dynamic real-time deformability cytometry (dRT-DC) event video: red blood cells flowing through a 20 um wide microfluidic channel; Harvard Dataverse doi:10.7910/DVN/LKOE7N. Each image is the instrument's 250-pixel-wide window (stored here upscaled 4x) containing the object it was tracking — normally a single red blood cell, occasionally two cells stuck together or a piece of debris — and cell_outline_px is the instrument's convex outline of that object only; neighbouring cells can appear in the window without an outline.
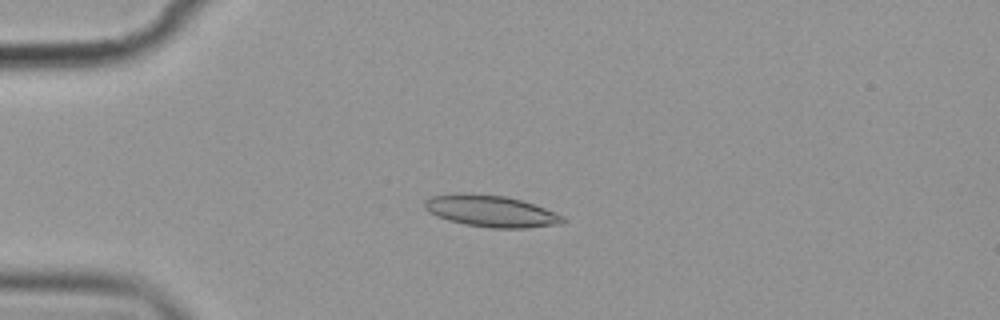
{"species": "common noctule bat (a hibernating species)", "species_latin": "Nyctalus noctula", "temperature_condition": "cold", "stored_images_in_passage": 5, "camera_frame_rate_fps": 3000, "um_per_image_px": 0.085, "animal": {"sex": "female", "body_mass_g": 19.9}, "frame": {"image": 1, "passage_image": 4, "time_ms": 4.333, "image_size_px": [1000, 320], "cell_outline_px": [[568, 220], [564, 224], [528, 228], [492, 228], [464, 224], [448, 220], [436, 216], [428, 212], [424, 208], [424, 200], [432, 196], [456, 192], [464, 192], [508, 196], [544, 208], [564, 216]], "centroid_in_image_um": [41.72, 17.94], "position_along_channel_um": 43.3, "area_um2": 25.89}}